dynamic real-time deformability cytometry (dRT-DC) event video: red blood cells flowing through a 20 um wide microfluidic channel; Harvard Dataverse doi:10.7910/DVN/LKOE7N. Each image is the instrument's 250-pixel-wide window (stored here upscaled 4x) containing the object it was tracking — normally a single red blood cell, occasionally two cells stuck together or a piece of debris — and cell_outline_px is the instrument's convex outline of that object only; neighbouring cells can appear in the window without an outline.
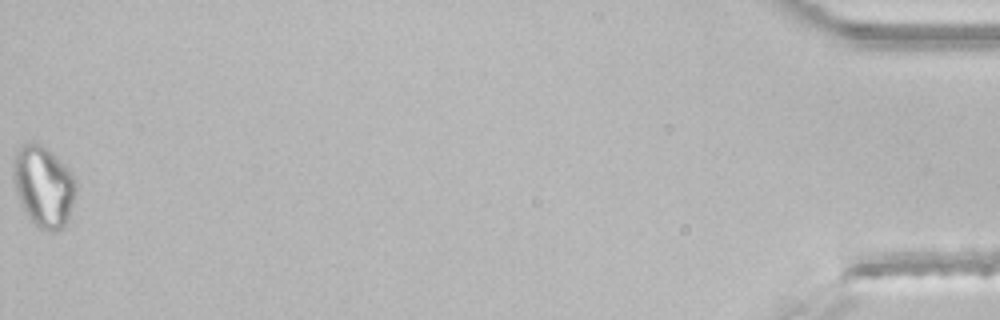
{"species": "common noctule bat (a hibernating species)", "species_latin": "Nyctalus noctula", "temperature_condition": "room temperature", "stored_images_in_passage": 42, "segment_of_instrument_passage": [2, 2], "camera_frame_rate_fps": 3000, "um_per_image_px": 0.085, "animal": {"sex": "male", "body_mass_g": 21.5, "forearm_length_mm": 52.0}, "frame": {"image": 1, "passage_image": 42, "time_ms": 13.667, "image_size_px": [1000, 320], "cell_outline_px": [[76, 188], [72, 204], [68, 216], [64, 224], [56, 232], [40, 228], [28, 216], [20, 200], [16, 188], [12, 172], [12, 160], [16, 152], [28, 140], [40, 144], [76, 180]], "centroid_in_image_um": [3.65, 15.83], "position_along_channel_um": 431.5, "area_um2": 28.32}}